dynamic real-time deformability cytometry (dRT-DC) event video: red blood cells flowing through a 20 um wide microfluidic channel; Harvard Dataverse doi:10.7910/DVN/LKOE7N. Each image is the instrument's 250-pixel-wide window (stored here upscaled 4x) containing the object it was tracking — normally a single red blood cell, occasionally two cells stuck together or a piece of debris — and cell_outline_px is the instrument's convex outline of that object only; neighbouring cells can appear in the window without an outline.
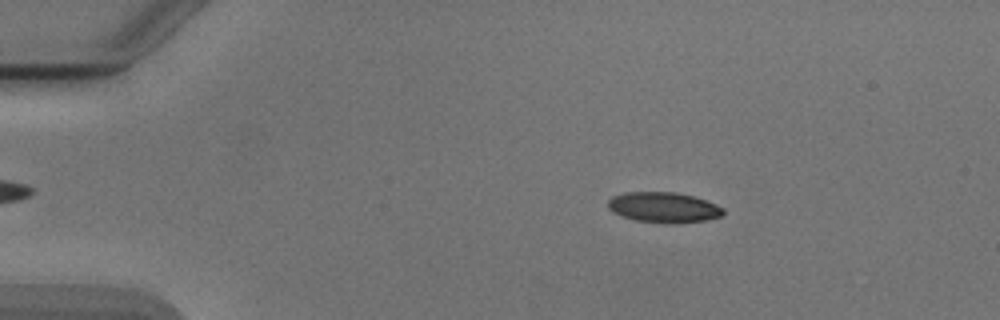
{"species": "Egyptian fruit bat (a non-hibernating species)", "species_latin": "Rousettus aegyptiacus", "temperature_condition": "cold", "stored_images_in_passage": 31, "camera_frame_rate_fps": 3000, "um_per_image_px": 0.085, "animal": {"sex": "male"}, "frame": {"image": 1, "passage_image": 7, "time_ms": 2.0, "image_size_px": [1000, 320], "cell_outline_px": [[724, 212], [720, 216], [704, 220], [636, 220], [624, 216], [608, 208], [608, 200], [612, 196], [624, 192], [676, 192], [696, 196], [716, 204], [724, 208]], "centroid_in_image_um": [56.4, 17.55], "position_along_channel_um": 28.6, "area_um2": 19.36}}
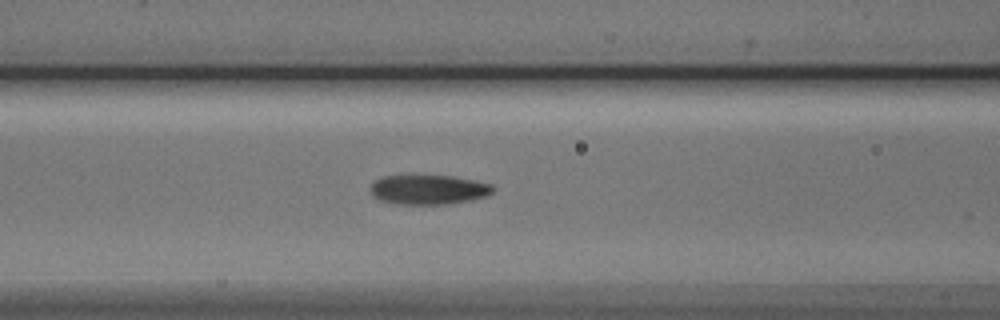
{"frame": {"image": 2, "passage_image": 20, "time_ms": 6.333, "image_size_px": [1000, 320], "cell_outline_px": [[496, 188], [492, 192], [484, 196], [472, 200], [448, 204], [396, 204], [380, 200], [372, 196], [372, 184], [376, 180], [384, 176], [452, 176], [492, 184]], "centroid_in_image_um": [36.44, 16.13], "position_along_channel_um": 130.2, "area_um2": 20.92}}
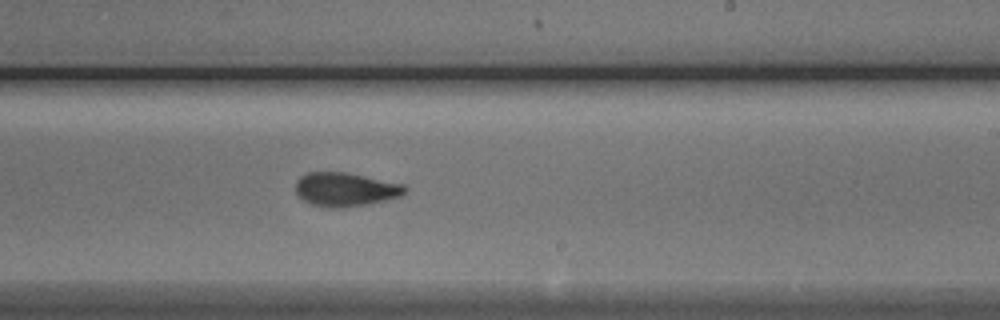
{"frame": {"image": 3, "passage_image": 30, "time_ms": 9.667, "image_size_px": [1000, 320], "cell_outline_px": [[408, 188], [400, 196], [384, 200], [364, 204], [340, 208], [328, 208], [308, 204], [296, 192], [296, 180], [300, 176], [308, 172], [344, 172], [404, 184]], "centroid_in_image_um": [29.32, 16.1], "position_along_channel_um": 259.7, "area_um2": 21.39}}